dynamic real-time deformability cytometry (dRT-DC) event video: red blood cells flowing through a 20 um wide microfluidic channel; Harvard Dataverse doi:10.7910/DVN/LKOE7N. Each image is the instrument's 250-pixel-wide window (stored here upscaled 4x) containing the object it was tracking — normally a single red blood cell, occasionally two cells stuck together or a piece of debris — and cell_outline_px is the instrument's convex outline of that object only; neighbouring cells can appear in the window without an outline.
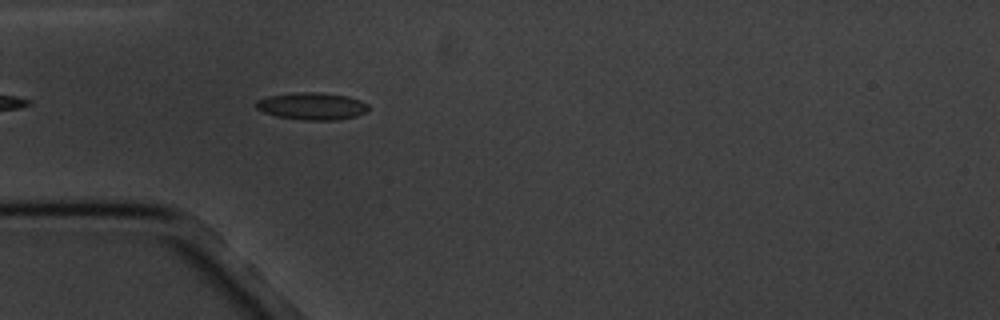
{"species": "common noctule bat (a hibernating species)", "species_latin": "Nyctalus noctula", "temperature_condition": "cold", "stored_images_in_passage": 3, "camera_frame_rate_fps": 3000, "um_per_image_px": 0.085, "animal": {"sex": "male", "body_mass_g": 20.1, "forearm_length_mm": 53.5}, "frame": {"image": 1, "passage_image": 3, "time_ms": 2.333, "image_size_px": [1000, 320], "cell_outline_px": [[368, 112], [356, 116], [336, 120], [304, 120], [276, 116], [264, 112], [256, 108], [256, 100], [268, 96], [296, 92], [312, 92], [348, 96], [360, 100], [368, 104]], "centroid_in_image_um": [26.53, 9.02], "position_along_channel_um": 58.5, "area_um2": 17.8}}